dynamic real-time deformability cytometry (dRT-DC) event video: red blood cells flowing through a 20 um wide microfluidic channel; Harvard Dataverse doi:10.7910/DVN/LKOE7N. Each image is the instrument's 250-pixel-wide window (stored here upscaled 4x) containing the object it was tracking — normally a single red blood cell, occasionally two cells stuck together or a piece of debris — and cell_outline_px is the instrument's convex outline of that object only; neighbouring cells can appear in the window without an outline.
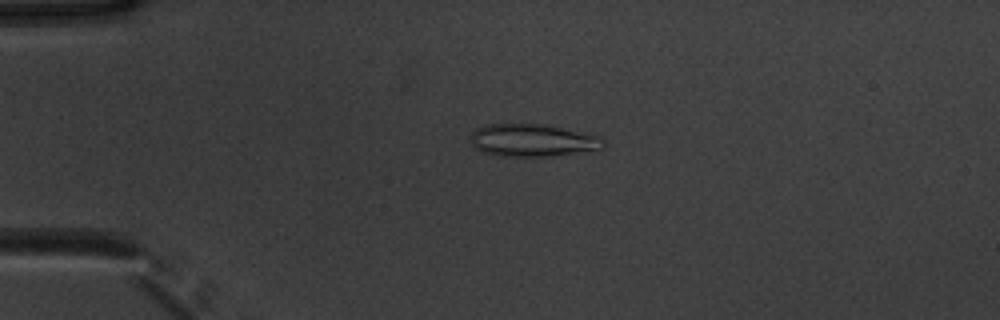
{"species": "common noctule bat (a hibernating species)", "species_latin": "Nyctalus noctula", "temperature_condition": "warm", "stored_images_in_passage": 53, "camera_frame_rate_fps": 3000, "um_per_image_px": 0.085, "animal": {"sex": "male", "body_mass_g": 20.1, "forearm_length_mm": 53.5}, "frame": {"image": 1, "passage_image": 13, "time_ms": 4.0, "image_size_px": [1000, 320], "cell_outline_px": [[604, 144], [600, 148], [552, 156], [500, 156], [484, 152], [476, 148], [472, 144], [472, 132], [476, 128], [488, 124], [540, 124], [600, 136], [604, 140]], "centroid_in_image_um": [45.23, 11.92], "position_along_channel_um": 39.8, "area_um2": 24.62}}
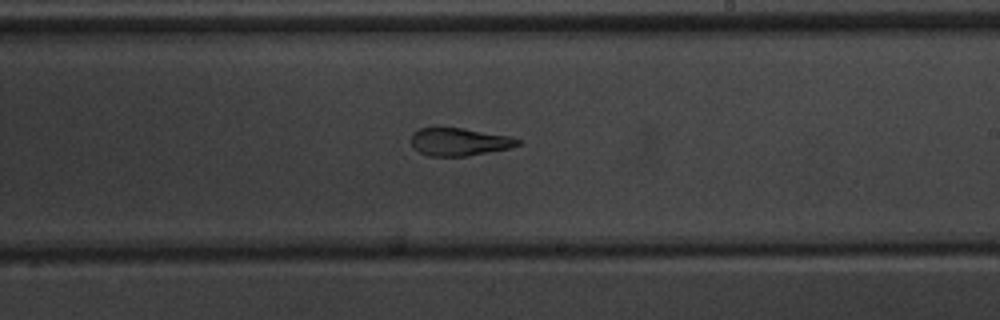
{"frame": {"image": 2, "passage_image": 32, "time_ms": 10.333, "image_size_px": [1000, 320], "cell_outline_px": [[520, 144], [508, 148], [468, 156], [428, 156], [412, 148], [412, 132], [420, 128], [464, 128], [512, 136], [520, 140]], "centroid_in_image_um": [39.03, 12.05], "position_along_channel_um": 250.0, "area_um2": 17.28}}
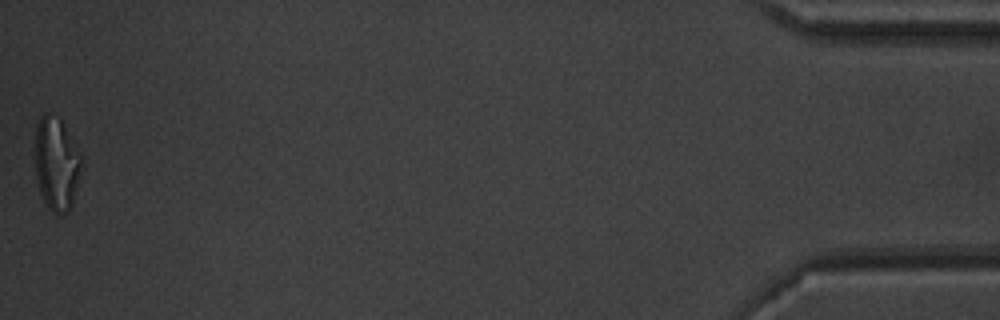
{"frame": {"image": 3, "passage_image": 53, "time_ms": 17.333, "image_size_px": [1000, 320], "cell_outline_px": [[84, 168], [72, 204], [68, 212], [52, 212], [48, 208], [40, 192], [36, 176], [32, 148], [36, 128], [40, 116], [44, 112], [60, 116], [80, 152]], "centroid_in_image_um": [4.79, 13.85], "position_along_channel_um": 430.4, "area_um2": 26.3}, "authors_computed_cell_mechanics": {"area_um2": 20.8658, "velocity_mm_per_s": 3.8565, "shape_relaxation_time_tau1_ms": null, "shape_relaxation_time_tau2_ms": 2.7057, "deformation_change_tau1": null, "deformation_change_tau2": 0.0901}}